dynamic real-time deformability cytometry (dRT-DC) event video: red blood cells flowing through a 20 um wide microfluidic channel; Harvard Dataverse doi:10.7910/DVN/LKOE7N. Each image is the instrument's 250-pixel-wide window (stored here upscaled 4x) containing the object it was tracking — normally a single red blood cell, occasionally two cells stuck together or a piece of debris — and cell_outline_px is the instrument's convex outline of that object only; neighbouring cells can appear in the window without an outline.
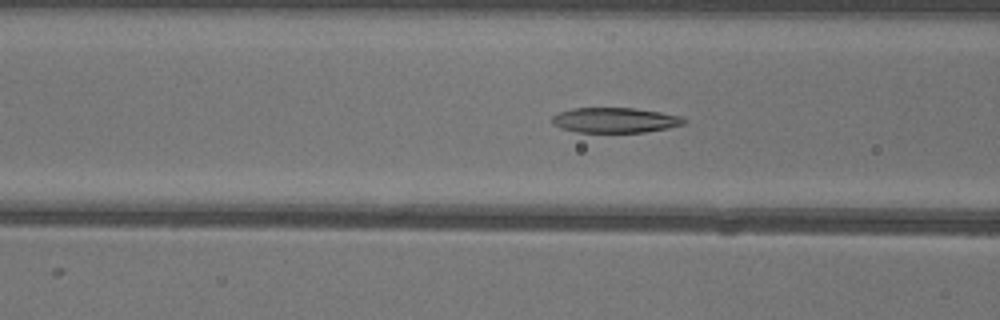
{"species": "common noctule bat (a hibernating species)", "species_latin": "Nyctalus noctula", "temperature_condition": "warm", "stored_images_in_passage": 44, "camera_frame_rate_fps": 3000, "um_per_image_px": 0.085, "animal": {"sex": "female"}, "frame": {"image": 1, "passage_image": 19, "time_ms": 6.0, "image_size_px": [1000, 320], "cell_outline_px": [[684, 124], [668, 128], [644, 132], [576, 132], [560, 128], [552, 124], [552, 116], [556, 112], [572, 108], [636, 108], [660, 112], [680, 116], [684, 120]], "centroid_in_image_um": [52.21, 10.21], "position_along_channel_um": 114.4, "area_um2": 19.36}}
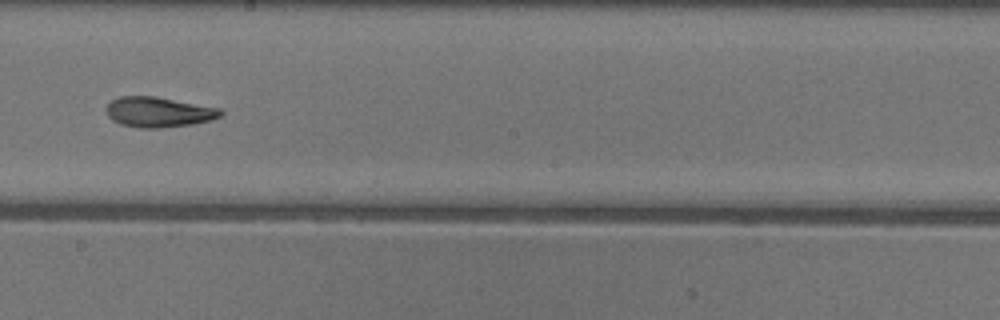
{"frame": {"image": 2, "passage_image": 28, "time_ms": 9.0, "image_size_px": [1000, 320], "cell_outline_px": [[224, 112], [220, 116], [212, 120], [192, 124], [160, 128], [140, 128], [120, 124], [112, 120], [108, 116], [104, 108], [112, 100], [120, 96], [156, 96], [220, 108]], "centroid_in_image_um": [13.47, 9.52], "position_along_channel_um": 234.7, "area_um2": 20.29}}
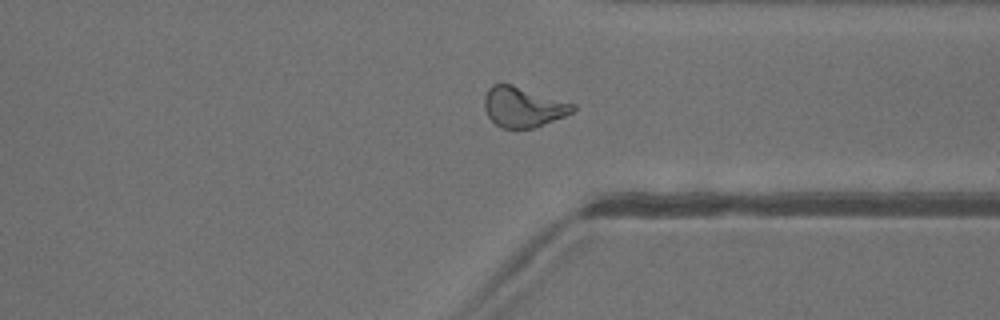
{"frame": {"image": 3, "passage_image": 38, "time_ms": 12.333, "image_size_px": [1000, 320], "cell_outline_px": [[576, 108], [572, 112], [564, 116], [544, 124], [532, 128], [500, 128], [488, 116], [484, 108], [484, 96], [488, 88], [492, 84], [512, 84], [576, 104]], "centroid_in_image_um": [44.45, 9.08], "position_along_channel_um": 367.0, "area_um2": 20.69}}